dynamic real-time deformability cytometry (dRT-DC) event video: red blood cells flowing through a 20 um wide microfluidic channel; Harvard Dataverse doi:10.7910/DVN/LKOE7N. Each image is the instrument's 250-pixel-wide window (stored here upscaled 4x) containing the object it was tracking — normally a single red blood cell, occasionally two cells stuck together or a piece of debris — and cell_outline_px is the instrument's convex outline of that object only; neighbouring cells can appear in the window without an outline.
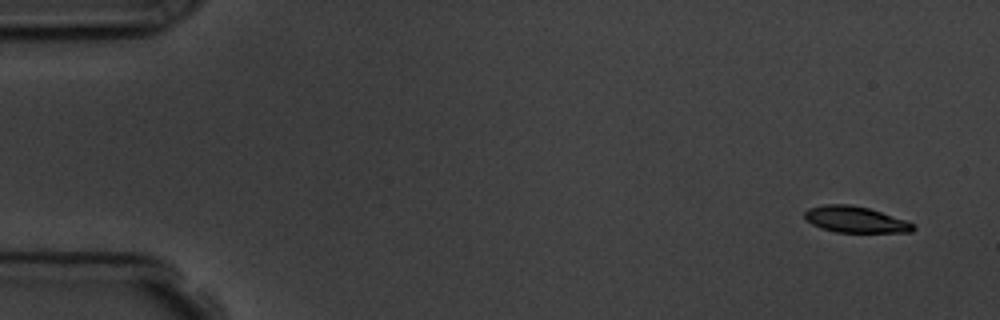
{"species": "common noctule bat (a hibernating species)", "species_latin": "Nyctalus noctula", "temperature_condition": "room temperature", "stored_images_in_passage": 6, "segment_of_instrument_passage": [2, 2], "camera_frame_rate_fps": 3000, "um_per_image_px": 0.085, "animal": {"sex": "male", "body_mass_g": 19.5, "forearm_length_mm": 54.6}, "frame": {"image": 1, "passage_image": 6, "time_ms": 6.667, "image_size_px": [1000, 320], "cell_outline_px": [[916, 228], [912, 232], [836, 232], [820, 228], [812, 224], [804, 216], [804, 212], [808, 208], [824, 204], [848, 204], [868, 208], [916, 224]], "centroid_in_image_um": [72.69, 18.66], "position_along_channel_um": 12.3, "area_um2": 16.47}}